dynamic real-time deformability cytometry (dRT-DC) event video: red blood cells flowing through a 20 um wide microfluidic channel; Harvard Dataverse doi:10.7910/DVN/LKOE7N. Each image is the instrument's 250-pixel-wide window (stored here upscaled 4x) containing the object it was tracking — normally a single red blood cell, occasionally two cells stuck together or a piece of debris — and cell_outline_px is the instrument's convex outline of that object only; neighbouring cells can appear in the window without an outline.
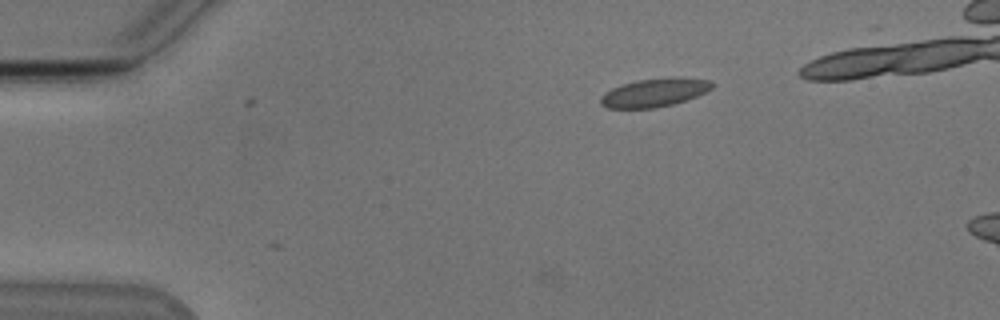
{"species": "Egyptian fruit bat (a non-hibernating species)", "species_latin": "Rousettus aegyptiacus", "temperature_condition": "cold", "stored_images_in_passage": 3, "camera_frame_rate_fps": 3000, "um_per_image_px": 0.085, "animal": {"sex": "male"}, "frame": {"image": 1, "passage_image": 3, "time_ms": 0.667, "image_size_px": [1000, 320], "cell_outline_px": [[712, 88], [696, 96], [672, 104], [656, 108], [608, 108], [600, 104], [600, 96], [604, 92], [612, 88], [624, 84], [640, 80], [676, 76], [712, 80]], "centroid_in_image_um": [55.62, 7.86], "position_along_channel_um": 29.4, "area_um2": 18.38}}